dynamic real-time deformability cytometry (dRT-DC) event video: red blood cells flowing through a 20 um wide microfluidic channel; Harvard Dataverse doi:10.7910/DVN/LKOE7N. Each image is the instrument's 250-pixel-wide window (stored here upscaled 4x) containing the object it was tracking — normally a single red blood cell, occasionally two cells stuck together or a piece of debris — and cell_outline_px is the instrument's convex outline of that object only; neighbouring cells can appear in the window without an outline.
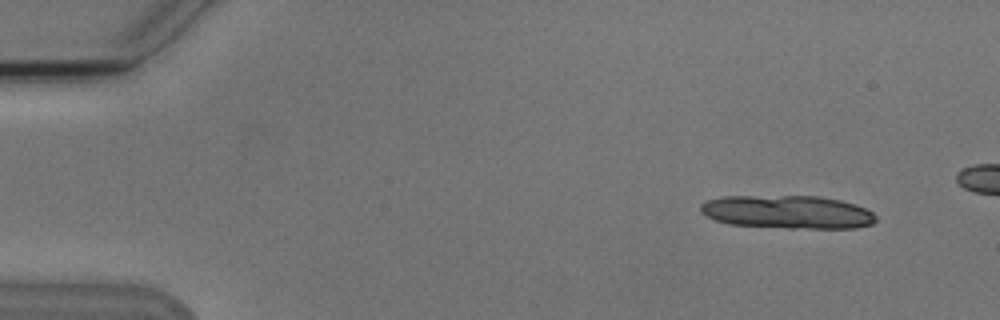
{"species": "Egyptian fruit bat (a non-hibernating species)", "species_latin": "Rousettus aegyptiacus", "temperature_condition": "cold", "stored_images_in_passage": 5, "camera_frame_rate_fps": 3000, "um_per_image_px": 0.085, "animal": {"sex": "male"}, "frame": {"image": 1, "passage_image": 1, "time_ms": 0.0, "image_size_px": [1000, 320], "cell_outline_px": [[876, 220], [872, 224], [856, 228], [788, 228], [732, 224], [716, 220], [700, 212], [700, 204], [708, 200], [724, 196], [820, 196], [840, 200], [856, 204], [872, 212], [876, 216]], "centroid_in_image_um": [66.97, 18.02], "position_along_channel_um": 18.0, "area_um2": 33.93}}